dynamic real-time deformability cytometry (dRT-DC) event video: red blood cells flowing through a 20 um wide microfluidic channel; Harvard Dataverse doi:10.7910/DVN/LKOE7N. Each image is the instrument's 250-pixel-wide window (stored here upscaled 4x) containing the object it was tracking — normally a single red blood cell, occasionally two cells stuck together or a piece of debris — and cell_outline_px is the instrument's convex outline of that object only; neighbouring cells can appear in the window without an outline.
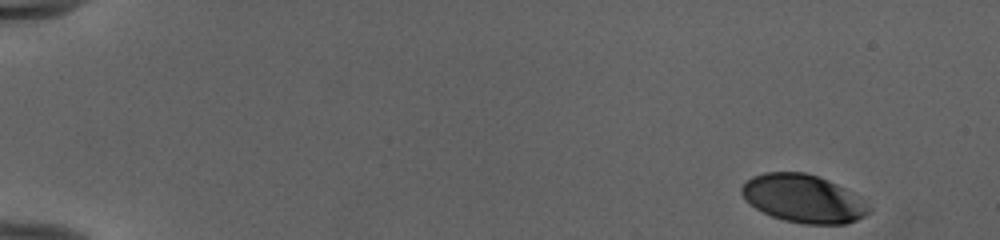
{"species": "human", "species_latin": "Homo sapiens", "temperature_condition": "cold", "stored_images_in_passage": 49, "camera_frame_rate_fps": 3000, "um_per_image_px": 0.085, "donor": {"sex": "female"}, "frame": {"image": 1, "passage_image": 1, "time_ms": 0.0, "image_size_px": [1000, 240], "cell_outline_px": [[872, 212], [856, 220], [844, 224], [804, 224], [784, 220], [772, 216], [748, 204], [744, 200], [740, 192], [740, 188], [752, 176], [764, 172], [804, 172], [828, 180], [844, 188], [872, 208]], "centroid_in_image_um": [68.24, 16.89], "position_along_channel_um": 16.8, "area_um2": 35.43}}
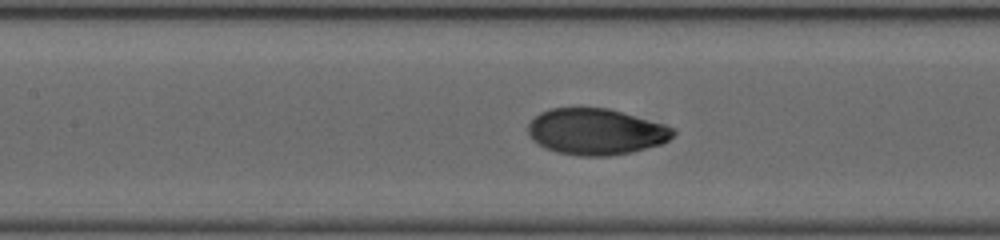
{"frame": {"image": 2, "passage_image": 23, "time_ms": 7.333, "image_size_px": [1000, 240], "cell_outline_px": [[676, 132], [668, 140], [660, 144], [632, 152], [608, 156], [580, 156], [556, 152], [544, 148], [532, 140], [528, 136], [528, 124], [540, 112], [552, 108], [608, 108], [664, 124], [676, 128]], "centroid_in_image_um": [50.64, 11.2], "position_along_channel_um": 156.8, "area_um2": 39.13}}
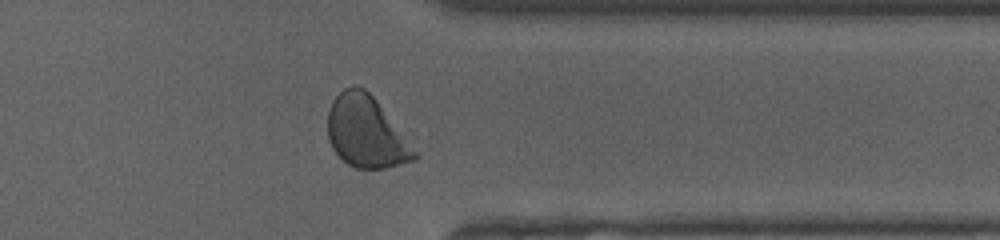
{"frame": {"image": 3, "passage_image": 40, "time_ms": 13.0, "image_size_px": [1000, 240], "cell_outline_px": [[420, 156], [416, 160], [384, 168], [356, 168], [348, 164], [332, 148], [328, 140], [328, 108], [332, 100], [344, 88], [356, 84], [364, 88], [376, 100], [420, 152]], "centroid_in_image_um": [31.15, 11.21], "position_along_channel_um": 380.2, "area_um2": 36.47}, "authors_computed_cell_mechanics": {"area_um2": 38.726, "velocity_mm_per_s": 3.9686, "shape_relaxation_time_tau1_ms": 2.9456, "shape_relaxation_time_tau2_ms": null, "deformation_change_tau1": 0.1694, "deformation_change_tau2": null}}